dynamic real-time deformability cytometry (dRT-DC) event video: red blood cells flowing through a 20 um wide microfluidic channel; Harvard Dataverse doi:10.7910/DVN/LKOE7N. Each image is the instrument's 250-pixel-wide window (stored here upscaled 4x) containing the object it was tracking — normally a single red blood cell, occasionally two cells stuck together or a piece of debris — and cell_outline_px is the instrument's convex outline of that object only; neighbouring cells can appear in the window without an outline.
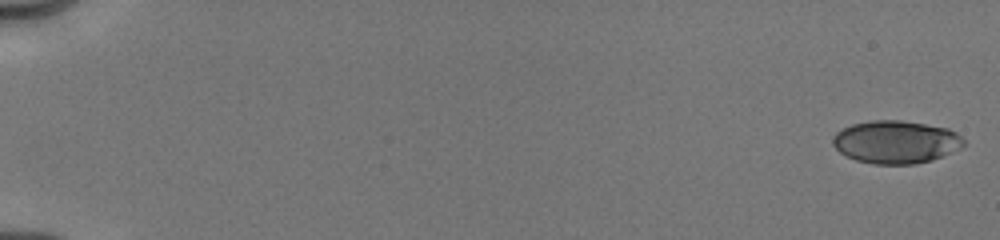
{"species": "human", "species_latin": "Homo sapiens", "temperature_condition": "cold", "stored_images_in_passage": 11, "segment_of_instrument_passage": [1, 2], "camera_frame_rate_fps": 3000, "um_per_image_px": 0.085, "donor": {"sex": "male"}, "frame": {"image": 1, "passage_image": 1, "time_ms": 0.0, "image_size_px": [1000, 240], "cell_outline_px": [[964, 144], [960, 148], [940, 156], [916, 164], [872, 164], [856, 160], [840, 152], [832, 144], [832, 136], [836, 132], [852, 124], [872, 120], [900, 120], [948, 128], [956, 132], [964, 140]], "centroid_in_image_um": [76.11, 12.06], "position_along_channel_um": 8.9, "area_um2": 32.43}}
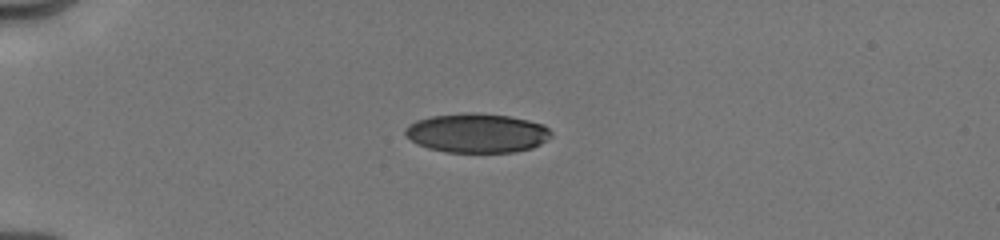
{"frame": {"image": 2, "passage_image": 7, "time_ms": 4.667, "image_size_px": [1000, 240], "cell_outline_px": [[552, 136], [540, 144], [532, 148], [516, 152], [444, 152], [428, 148], [416, 144], [404, 132], [416, 120], [432, 116], [468, 112], [476, 112], [508, 116], [528, 120], [544, 124], [552, 132]], "centroid_in_image_um": [40.59, 11.31], "position_along_channel_um": 44.4, "area_um2": 33.35}}
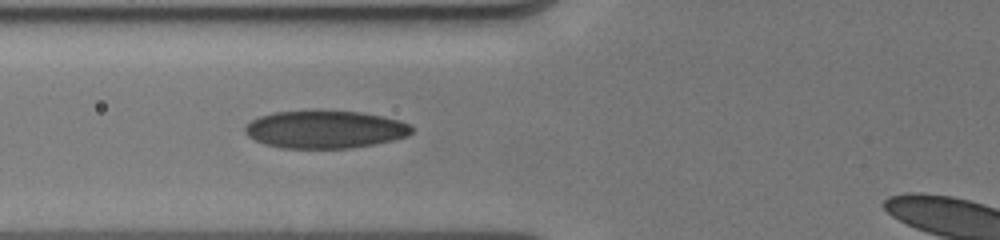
{"frame": {"image": 3, "passage_image": 10, "time_ms": 7.0, "image_size_px": [1000, 240], "cell_outline_px": [[412, 132], [408, 136], [392, 140], [352, 148], [280, 148], [264, 144], [248, 136], [244, 132], [244, 128], [252, 120], [260, 116], [272, 112], [312, 108], [360, 112], [400, 120], [408, 124], [412, 128]], "centroid_in_image_um": [27.58, 10.97], "position_along_channel_um": 98.2, "area_um2": 37.34}}